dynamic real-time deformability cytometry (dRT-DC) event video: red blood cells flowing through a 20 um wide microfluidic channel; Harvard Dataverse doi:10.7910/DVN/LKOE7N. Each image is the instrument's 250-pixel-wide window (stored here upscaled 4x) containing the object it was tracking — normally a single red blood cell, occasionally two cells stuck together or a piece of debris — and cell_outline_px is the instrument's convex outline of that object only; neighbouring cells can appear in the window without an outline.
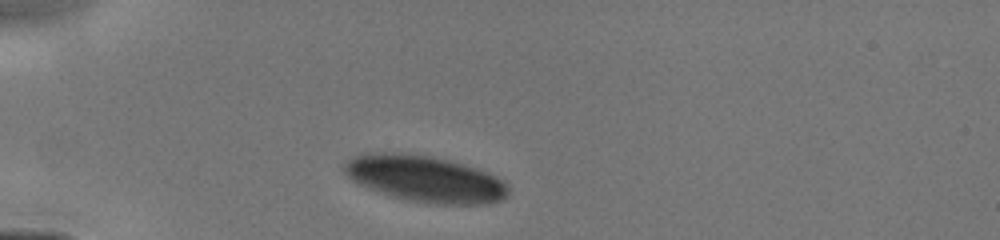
{"species": "human", "species_latin": "Homo sapiens", "temperature_condition": "cold", "stored_images_in_passage": 4, "camera_frame_rate_fps": 3000, "um_per_image_px": 0.085, "donor": {"sex": "male"}, "frame": {"image": 1, "passage_image": 1, "time_ms": 0.0, "image_size_px": [1000, 240], "cell_outline_px": [[508, 196], [500, 200], [488, 204], [428, 204], [408, 200], [392, 196], [380, 192], [360, 184], [352, 180], [344, 172], [344, 164], [348, 160], [364, 152], [396, 152], [432, 156], [464, 164], [488, 172], [504, 180], [508, 188]], "centroid_in_image_um": [36.15, 15.2], "position_along_channel_um": 48.9, "area_um2": 44.45}}
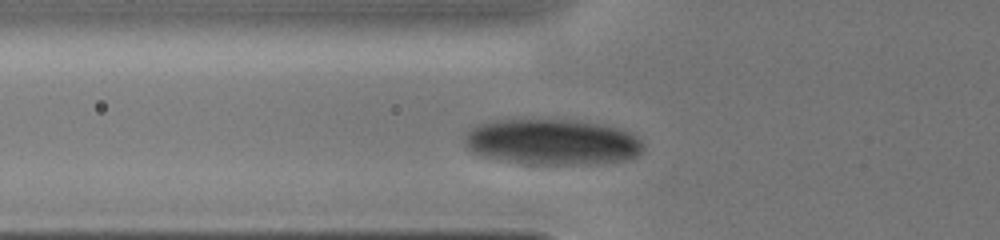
{"frame": {"image": 2, "passage_image": 3, "time_ms": 1.333, "image_size_px": [1000, 240], "cell_outline_px": [[644, 144], [640, 152], [636, 156], [624, 160], [588, 164], [524, 164], [496, 160], [480, 156], [464, 148], [464, 132], [476, 124], [516, 116], [556, 116], [580, 120], [616, 128], [628, 132], [636, 136]], "centroid_in_image_um": [46.78, 12.0], "position_along_channel_um": 79.0, "area_um2": 49.88}}